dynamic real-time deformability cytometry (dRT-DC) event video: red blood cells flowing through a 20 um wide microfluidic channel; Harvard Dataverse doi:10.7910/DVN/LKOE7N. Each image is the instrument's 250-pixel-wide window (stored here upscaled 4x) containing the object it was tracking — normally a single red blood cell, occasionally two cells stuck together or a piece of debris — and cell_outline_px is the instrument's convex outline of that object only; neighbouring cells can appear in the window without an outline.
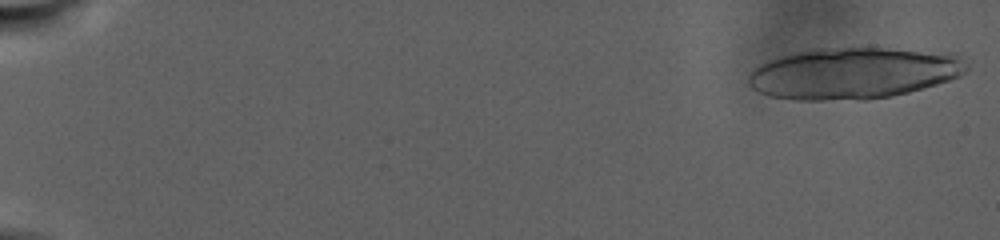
{"species": "human", "species_latin": "Homo sapiens", "temperature_condition": "warm", "stored_images_in_passage": 55, "camera_frame_rate_fps": 3000, "um_per_image_px": 0.085, "donor": {"sex": "male"}, "frame": {"image": 1, "passage_image": 3, "time_ms": 0.333, "image_size_px": [1000, 240], "cell_outline_px": [[968, 68], [960, 76], [936, 84], [908, 92], [892, 96], [864, 100], [792, 100], [768, 96], [752, 88], [748, 84], [748, 76], [760, 64], [780, 56], [820, 48], [884, 48], [952, 52], [968, 64]], "centroid_in_image_um": [72.56, 6.23], "position_along_channel_um": 12.4, "area_um2": 65.43}}
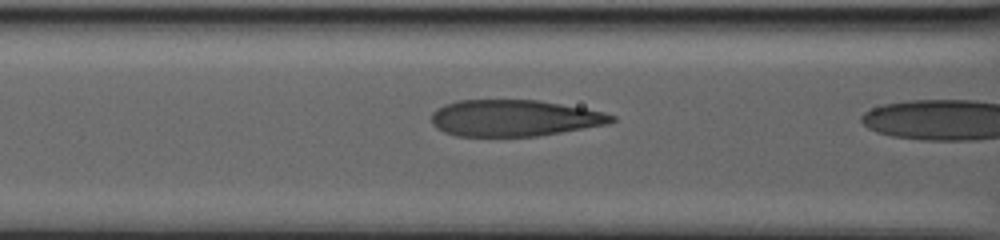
{"frame": {"image": 2, "passage_image": 54, "time_ms": 13.667, "image_size_px": [1000, 240], "cell_outline_px": [[616, 120], [608, 124], [536, 136], [456, 136], [444, 132], [436, 128], [432, 124], [432, 112], [436, 108], [444, 104], [456, 100], [536, 100], [584, 108], [604, 112], [616, 116]], "centroid_in_image_um": [43.67, 10.03], "position_along_channel_um": 122.9, "area_um2": 38.26}}